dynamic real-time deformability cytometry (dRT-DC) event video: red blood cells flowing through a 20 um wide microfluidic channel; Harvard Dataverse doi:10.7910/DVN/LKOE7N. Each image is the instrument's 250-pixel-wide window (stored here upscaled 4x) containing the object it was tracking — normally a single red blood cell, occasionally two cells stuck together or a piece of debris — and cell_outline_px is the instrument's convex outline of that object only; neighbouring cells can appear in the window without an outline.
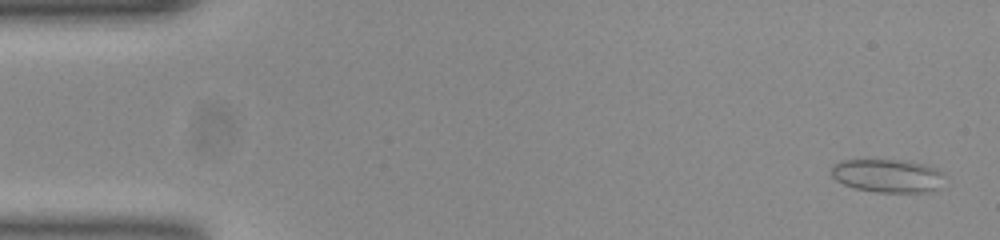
{"species": "common noctule bat (a hibernating species)", "species_latin": "Nyctalus noctula", "temperature_condition": "room temperature", "stored_images_in_passage": 52, "camera_frame_rate_fps": 3000, "um_per_image_px": 0.085, "animal": {"sex": "female", "body_mass_g": 23.0, "forearm_length_mm": 53.4}, "frame": {"image": 1, "passage_image": 2, "time_ms": 0.333, "image_size_px": [1000, 240], "cell_outline_px": [[944, 172], [936, 188], [924, 192], [880, 192], [856, 188], [844, 184], [836, 180], [832, 176], [832, 168], [840, 160], [900, 160], [924, 164], [936, 168]], "centroid_in_image_um": [75.42, 14.92], "position_along_channel_um": 9.6, "area_um2": 21.5}}
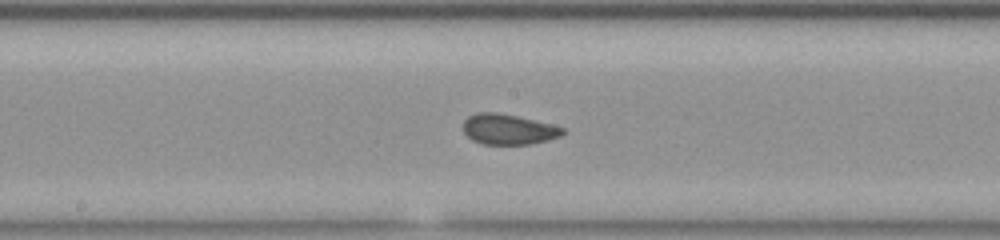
{"frame": {"image": 2, "passage_image": 27, "time_ms": 8.667, "image_size_px": [1000, 240], "cell_outline_px": [[564, 132], [560, 136], [548, 140], [528, 144], [484, 144], [472, 140], [464, 132], [464, 120], [468, 116], [476, 112], [496, 112], [516, 116], [564, 128]], "centroid_in_image_um": [43.17, 10.99], "position_along_channel_um": 205.0, "area_um2": 17.34}}
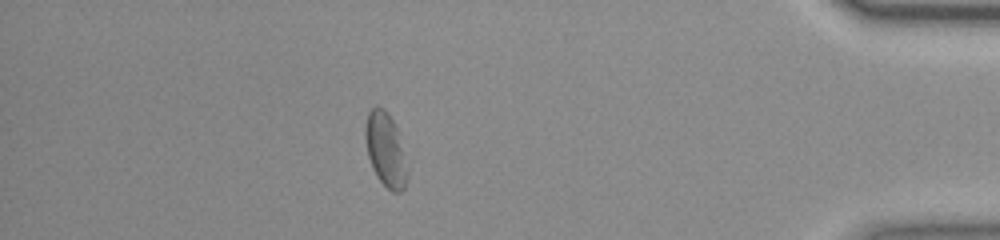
{"frame": {"image": 3, "passage_image": 46, "time_ms": 15.0, "image_size_px": [1000, 240], "cell_outline_px": [[408, 176], [404, 188], [400, 192], [392, 192], [376, 176], [372, 168], [368, 156], [364, 136], [364, 124], [368, 112], [376, 104], [384, 108], [392, 120], [396, 128], [408, 168]], "centroid_in_image_um": [32.75, 12.71], "position_along_channel_um": 402.5, "area_um2": 18.21}, "authors_computed_cell_mechanics": {"area_um2": 18.0336, "velocity_mm_per_s": 3.8617, "shape_relaxation_time_tau1_ms": null, "shape_relaxation_time_tau2_ms": 0.9665, "deformation_change_tau1": null, "deformation_change_tau2": 0.0558}}